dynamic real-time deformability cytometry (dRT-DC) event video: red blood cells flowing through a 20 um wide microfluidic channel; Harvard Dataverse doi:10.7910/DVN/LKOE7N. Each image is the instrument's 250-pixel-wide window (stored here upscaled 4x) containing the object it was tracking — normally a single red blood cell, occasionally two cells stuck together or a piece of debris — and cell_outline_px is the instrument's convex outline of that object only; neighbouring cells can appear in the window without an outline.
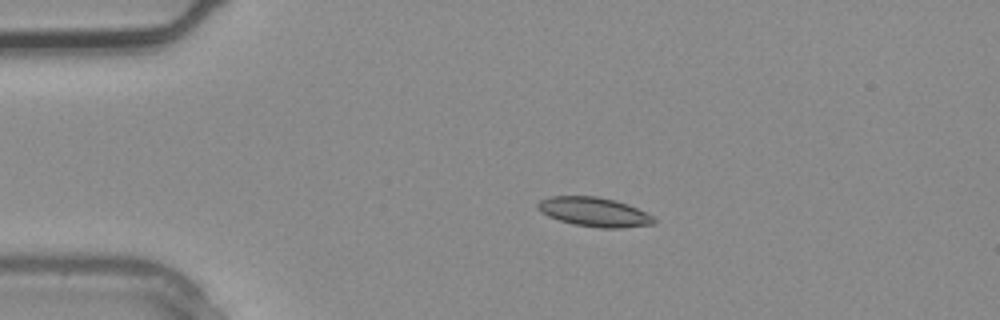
{"species": "common noctule bat (a hibernating species)", "species_latin": "Nyctalus noctula", "temperature_condition": "warm", "stored_images_in_passage": 3, "camera_frame_rate_fps": 3000, "um_per_image_px": 0.085, "animal": {"sex": "male", "body_mass_g": 20.4}, "frame": {"image": 1, "passage_image": 2, "time_ms": 0.333, "image_size_px": [1000, 320], "cell_outline_px": [[656, 224], [624, 228], [600, 228], [576, 224], [560, 220], [548, 216], [540, 212], [536, 208], [536, 204], [540, 200], [552, 196], [596, 196], [616, 200], [628, 204], [652, 216], [656, 220]], "centroid_in_image_um": [50.51, 18.01], "position_along_channel_um": 34.5, "area_um2": 19.83}}
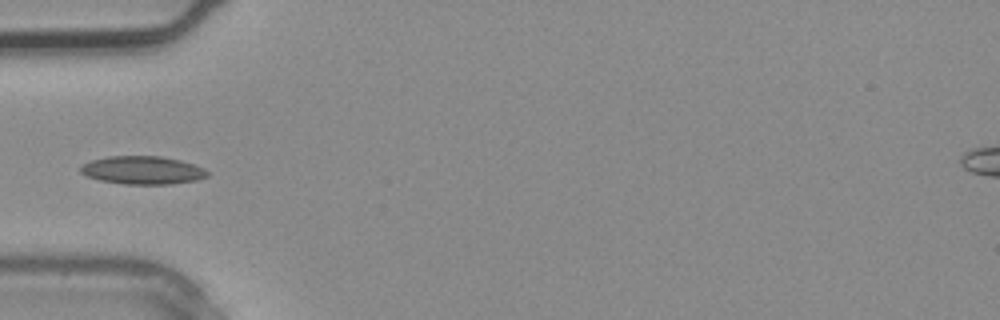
{"frame": {"image": 2, "passage_image": 3, "time_ms": 0.667, "image_size_px": [1000, 320], "cell_outline_px": [[208, 176], [196, 180], [172, 184], [124, 184], [100, 180], [88, 176], [80, 172], [80, 168], [84, 164], [92, 160], [108, 156], [160, 156], [180, 160], [204, 168], [208, 172]], "centroid_in_image_um": [12.13, 14.47], "position_along_channel_um": 72.9, "area_um2": 20.63}}